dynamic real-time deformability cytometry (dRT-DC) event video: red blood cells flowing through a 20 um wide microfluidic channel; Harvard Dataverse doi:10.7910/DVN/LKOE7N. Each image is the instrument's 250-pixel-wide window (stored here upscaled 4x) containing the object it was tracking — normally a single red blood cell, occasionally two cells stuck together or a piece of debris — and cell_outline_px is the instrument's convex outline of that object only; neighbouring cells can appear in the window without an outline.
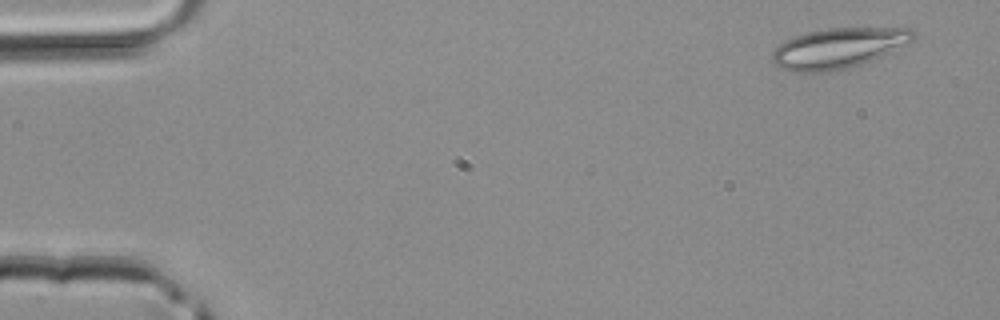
{"species": "common noctule bat (a hibernating species)", "species_latin": "Nyctalus noctula", "temperature_condition": "room temperature", "stored_images_in_passage": 3, "camera_frame_rate_fps": 3000, "um_per_image_px": 0.085, "animal": {"sex": "male", "body_mass_g": 20.4}, "frame": {"image": 1, "passage_image": 1, "time_ms": 0.0, "image_size_px": [1000, 320], "cell_outline_px": [[916, 40], [912, 44], [860, 64], [844, 68], [820, 72], [792, 72], [780, 68], [772, 64], [772, 52], [784, 40], [808, 32], [828, 28], [912, 28], [916, 32]], "centroid_in_image_um": [71.31, 4.08], "position_along_channel_um": 13.7, "area_um2": 33.29}}